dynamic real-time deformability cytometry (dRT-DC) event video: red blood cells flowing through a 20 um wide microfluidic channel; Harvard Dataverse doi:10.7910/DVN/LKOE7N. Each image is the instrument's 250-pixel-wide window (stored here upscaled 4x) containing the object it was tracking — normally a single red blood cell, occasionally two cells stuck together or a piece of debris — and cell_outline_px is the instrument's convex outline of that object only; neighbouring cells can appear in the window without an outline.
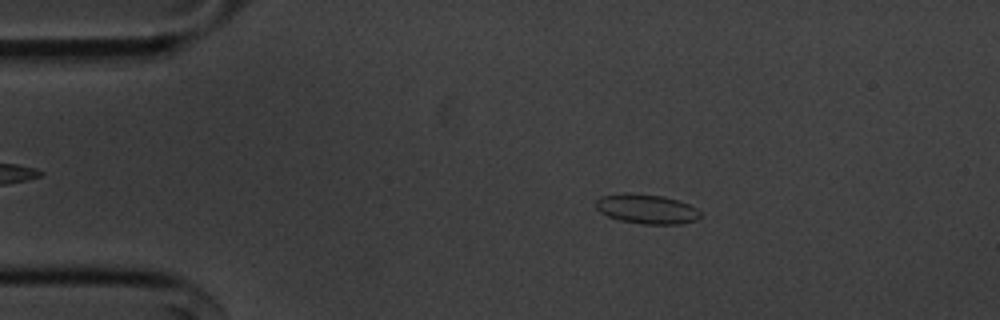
{"species": "common noctule bat (a hibernating species)", "species_latin": "Nyctalus noctula", "temperature_condition": "cold", "stored_images_in_passage": 54, "camera_frame_rate_fps": 3000, "um_per_image_px": 0.085, "animal": {"sex": "male", "body_mass_g": 20.1, "forearm_length_mm": 53.5}, "frame": {"image": 1, "passage_image": 9, "time_ms": 2.667, "image_size_px": [1000, 320], "cell_outline_px": [[700, 216], [696, 220], [680, 224], [640, 224], [620, 220], [608, 216], [600, 212], [596, 208], [596, 200], [600, 196], [624, 192], [628, 192], [664, 196], [680, 200], [696, 208], [700, 212]], "centroid_in_image_um": [54.95, 17.75], "position_along_channel_um": 30.1, "area_um2": 18.21}}
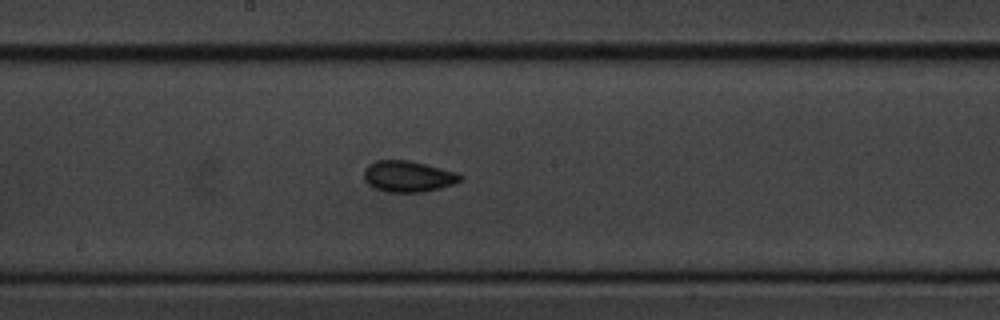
{"frame": {"image": 2, "passage_image": 28, "time_ms": 9.0, "image_size_px": [1000, 320], "cell_outline_px": [[464, 176], [456, 184], [424, 192], [388, 192], [376, 188], [368, 184], [364, 180], [364, 172], [368, 164], [376, 160], [408, 160], [456, 172]], "centroid_in_image_um": [34.69, 15.0], "position_along_channel_um": 213.5, "area_um2": 17.46}}
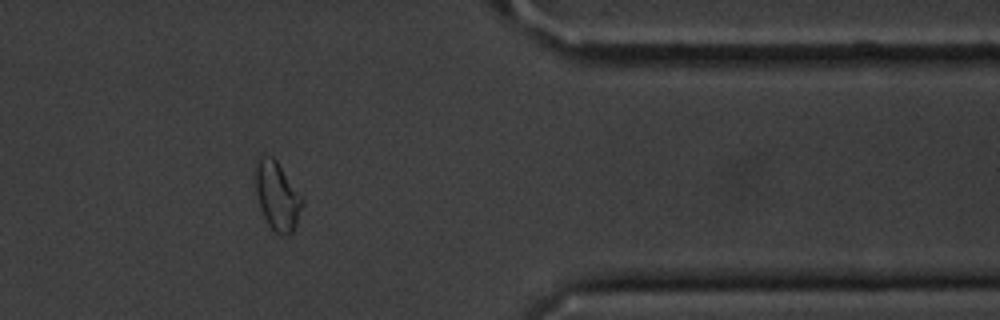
{"frame": {"image": 3, "passage_image": 44, "time_ms": 14.333, "image_size_px": [1000, 320], "cell_outline_px": [[304, 204], [296, 224], [292, 232], [276, 232], [268, 224], [264, 216], [256, 192], [256, 156], [264, 152], [272, 156], [276, 160], [304, 200]], "centroid_in_image_um": [23.55, 16.56], "position_along_channel_um": 387.8, "area_um2": 18.32}, "authors_computed_cell_mechanics": {"area_um2": 17.2822, "velocity_mm_per_s": 3.6239, "shape_relaxation_time_tau1_ms": 3.3942, "shape_relaxation_time_tau2_ms": 3.2961, "deformation_change_tau1": 0.0689, "deformation_change_tau2": 0.0641}}